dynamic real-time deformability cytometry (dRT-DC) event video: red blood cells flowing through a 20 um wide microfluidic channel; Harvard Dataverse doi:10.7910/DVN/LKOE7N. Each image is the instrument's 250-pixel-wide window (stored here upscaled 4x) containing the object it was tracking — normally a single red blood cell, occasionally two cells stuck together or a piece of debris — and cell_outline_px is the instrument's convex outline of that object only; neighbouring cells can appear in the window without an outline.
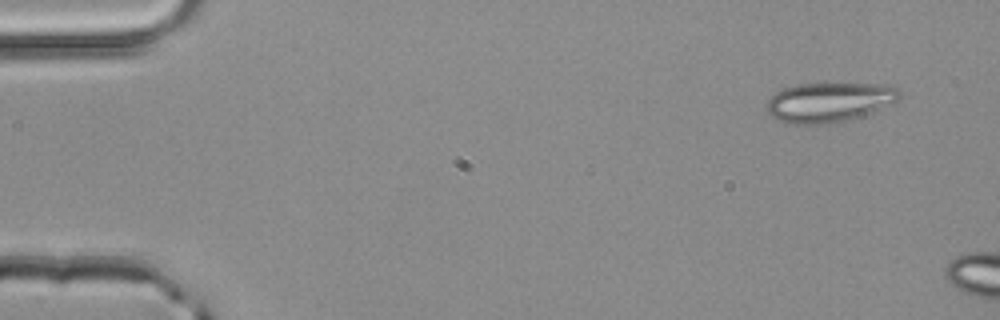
{"species": "common noctule bat (a hibernating species)", "species_latin": "Nyctalus noctula", "temperature_condition": "room temperature", "stored_images_in_passage": 2, "camera_frame_rate_fps": 3000, "um_per_image_px": 0.085, "animal": {"sex": "male", "body_mass_g": 20.4}, "frame": {"image": 1, "passage_image": 1, "time_ms": 0.0, "image_size_px": [1000, 320], "cell_outline_px": [[900, 100], [872, 112], [840, 120], [816, 124], [788, 124], [772, 116], [764, 108], [768, 100], [776, 92], [784, 88], [796, 84], [884, 84], [900, 88]], "centroid_in_image_um": [70.47, 8.66], "position_along_channel_um": 14.5, "area_um2": 30.29}}